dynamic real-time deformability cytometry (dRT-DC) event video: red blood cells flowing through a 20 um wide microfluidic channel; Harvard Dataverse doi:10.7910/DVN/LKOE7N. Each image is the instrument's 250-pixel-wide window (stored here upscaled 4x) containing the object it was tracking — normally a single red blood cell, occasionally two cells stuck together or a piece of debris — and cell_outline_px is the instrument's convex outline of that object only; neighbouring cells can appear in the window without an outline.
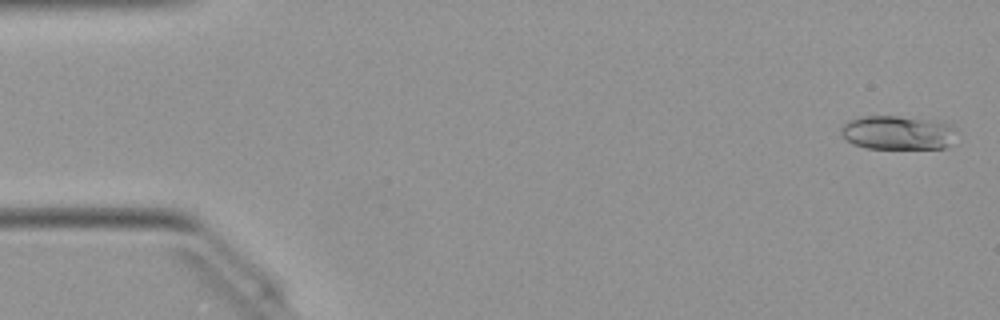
{"species": "Egyptian fruit bat (a non-hibernating species)", "species_latin": "Rousettus aegyptiacus", "temperature_condition": "warm", "stored_images_in_passage": 17, "camera_frame_rate_fps": 3000, "um_per_image_px": 0.085, "animal": {"sex": "female"}, "frame": {"image": 1, "passage_image": 2, "time_ms": 0.333, "image_size_px": [1000, 320], "cell_outline_px": [[960, 132], [948, 148], [864, 148], [852, 144], [840, 132], [840, 128], [848, 120], [860, 116], [896, 116], [948, 124], [956, 128]], "centroid_in_image_um": [76.32, 11.29], "position_along_channel_um": 8.7, "area_um2": 22.89}}
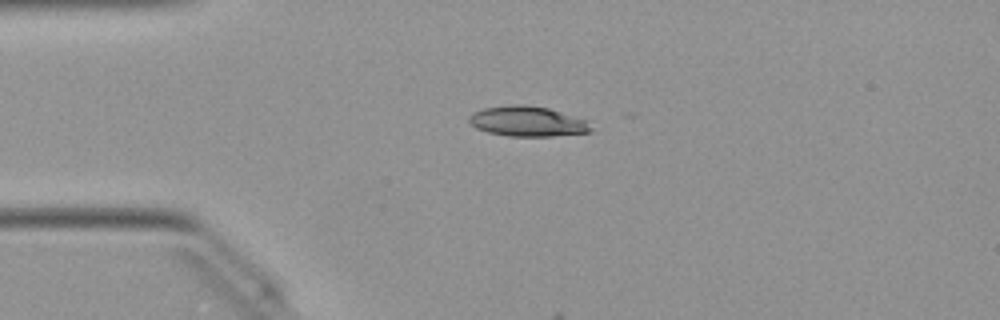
{"frame": {"image": 2, "passage_image": 12, "time_ms": 3.667, "image_size_px": [1000, 320], "cell_outline_px": [[592, 132], [552, 136], [508, 136], [488, 132], [476, 128], [468, 120], [468, 116], [472, 112], [484, 108], [512, 104], [524, 104], [548, 108], [584, 120], [592, 128]], "centroid_in_image_um": [44.79, 10.31], "position_along_channel_um": 40.2, "area_um2": 21.27}}